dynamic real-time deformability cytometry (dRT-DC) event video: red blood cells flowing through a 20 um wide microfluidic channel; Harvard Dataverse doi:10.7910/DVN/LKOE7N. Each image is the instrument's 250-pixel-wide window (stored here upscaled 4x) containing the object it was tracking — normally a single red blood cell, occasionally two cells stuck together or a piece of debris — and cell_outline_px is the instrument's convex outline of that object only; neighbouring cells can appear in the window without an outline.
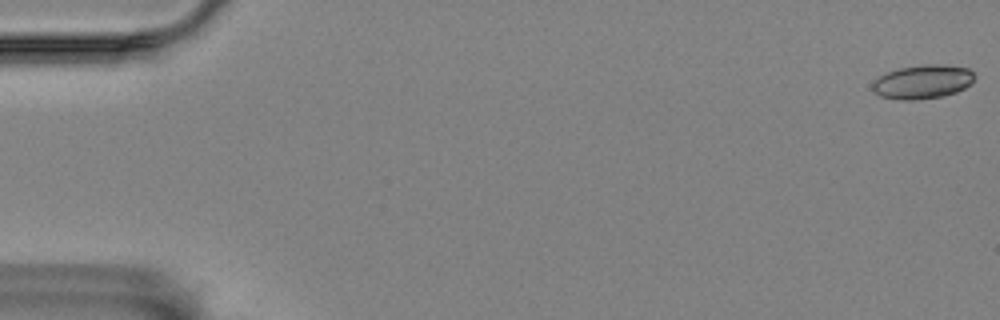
{"species": "Egyptian fruit bat (a non-hibernating species)", "species_latin": "Rousettus aegyptiacus", "temperature_condition": "room temperature", "stored_images_in_passage": 57, "camera_frame_rate_fps": 3000, "um_per_image_px": 0.085, "animal": {"sex": "female"}, "frame": {"image": 1, "passage_image": 1, "time_ms": 0.0, "image_size_px": [1000, 320], "cell_outline_px": [[976, 76], [972, 84], [956, 92], [944, 96], [912, 100], [904, 100], [880, 96], [872, 92], [872, 80], [888, 72], [900, 68], [920, 64], [944, 64], [968, 68]], "centroid_in_image_um": [78.43, 6.94], "position_along_channel_um": 6.6, "area_um2": 20.4}}
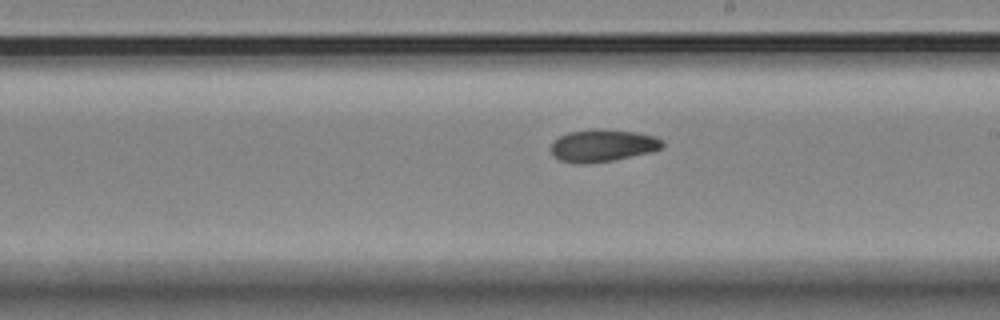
{"frame": {"image": 2, "passage_image": 33, "time_ms": 10.667, "image_size_px": [1000, 320], "cell_outline_px": [[664, 144], [660, 148], [652, 152], [612, 160], [580, 164], [576, 164], [560, 160], [552, 152], [552, 144], [560, 136], [568, 132], [592, 128], [596, 128], [636, 132], [656, 136]], "centroid_in_image_um": [51.24, 12.36], "position_along_channel_um": 237.8, "area_um2": 20.81}}
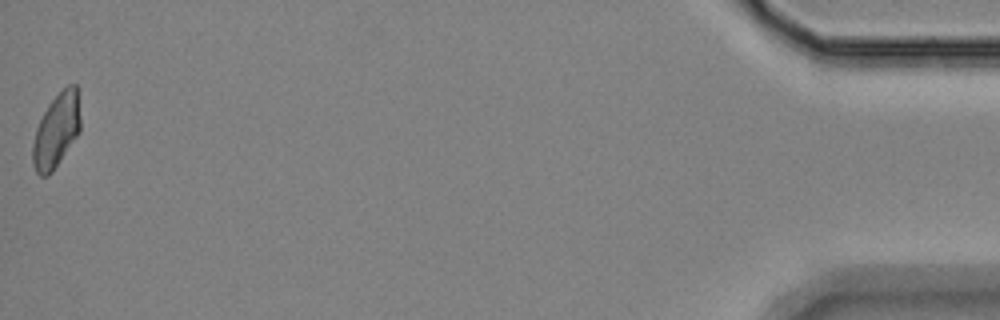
{"frame": {"image": 3, "passage_image": 57, "time_ms": 18.667, "image_size_px": [1000, 320], "cell_outline_px": [[80, 132], [52, 172], [48, 176], [40, 176], [36, 172], [32, 164], [32, 144], [36, 128], [48, 104], [68, 84], [76, 84], [80, 116]], "centroid_in_image_um": [4.78, 11.12], "position_along_channel_um": 430.4, "area_um2": 20.52}, "authors_computed_cell_mechanics": {"area_um2": 20.6924, "velocity_mm_per_s": 3.5482, "shape_relaxation_time_tau1_ms": 4.9817, "shape_relaxation_time_tau2_ms": 4.577, "deformation_change_tau1": 0.1206, "deformation_change_tau2": 0.0877}}